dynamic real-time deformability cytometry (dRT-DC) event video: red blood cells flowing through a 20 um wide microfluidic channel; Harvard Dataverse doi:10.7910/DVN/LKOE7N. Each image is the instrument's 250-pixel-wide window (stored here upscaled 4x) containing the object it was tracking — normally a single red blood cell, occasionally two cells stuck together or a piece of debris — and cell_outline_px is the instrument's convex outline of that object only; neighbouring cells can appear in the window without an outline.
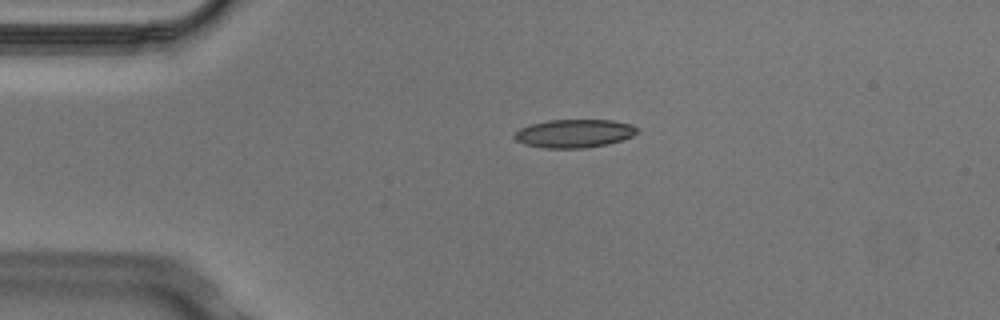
{"species": "Egyptian fruit bat (a non-hibernating species)", "species_latin": "Rousettus aegyptiacus", "temperature_condition": "cold", "stored_images_in_passage": 3, "camera_frame_rate_fps": 3000, "um_per_image_px": 0.085, "animal": {"sex": "male"}, "frame": {"image": 1, "passage_image": 2, "time_ms": 0.333, "image_size_px": [1000, 320], "cell_outline_px": [[640, 132], [632, 136], [608, 144], [584, 148], [544, 148], [524, 144], [516, 140], [512, 136], [520, 128], [528, 124], [548, 120], [612, 120], [632, 124], [640, 128]], "centroid_in_image_um": [48.82, 11.34], "position_along_channel_um": 36.2, "area_um2": 20.46}}